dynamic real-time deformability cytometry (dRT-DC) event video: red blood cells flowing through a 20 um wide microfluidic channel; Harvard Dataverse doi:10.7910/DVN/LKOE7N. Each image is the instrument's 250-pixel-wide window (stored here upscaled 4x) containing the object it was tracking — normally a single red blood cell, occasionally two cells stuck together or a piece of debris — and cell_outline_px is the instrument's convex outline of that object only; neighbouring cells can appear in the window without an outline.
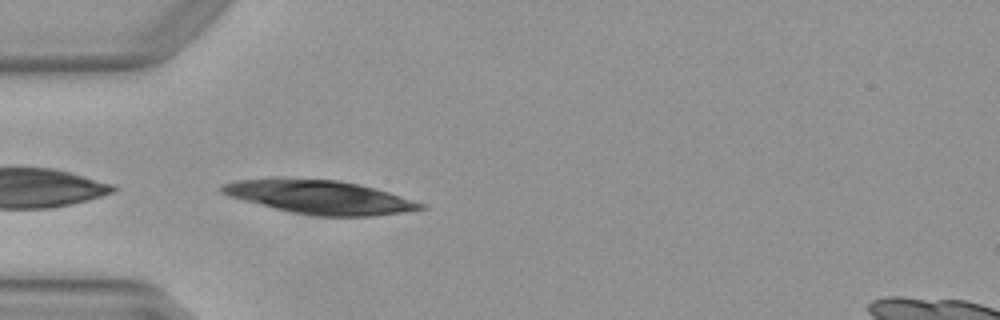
{"species": "Egyptian fruit bat (a non-hibernating species)", "species_latin": "Rousettus aegyptiacus", "temperature_condition": "warm", "stored_images_in_passage": 20, "camera_frame_rate_fps": 3000, "um_per_image_px": 0.085, "animal": {"sex": "female"}, "frame": {"image": 1, "passage_image": 1, "time_ms": 0.0, "image_size_px": [1000, 320], "cell_outline_px": [[424, 208], [400, 212], [372, 216], [312, 216], [292, 212], [228, 196], [220, 192], [220, 188], [224, 184], [236, 180], [340, 180], [360, 184], [388, 192], [424, 204]], "centroid_in_image_um": [27.2, 16.77], "position_along_channel_um": 57.8, "area_um2": 37.57}}